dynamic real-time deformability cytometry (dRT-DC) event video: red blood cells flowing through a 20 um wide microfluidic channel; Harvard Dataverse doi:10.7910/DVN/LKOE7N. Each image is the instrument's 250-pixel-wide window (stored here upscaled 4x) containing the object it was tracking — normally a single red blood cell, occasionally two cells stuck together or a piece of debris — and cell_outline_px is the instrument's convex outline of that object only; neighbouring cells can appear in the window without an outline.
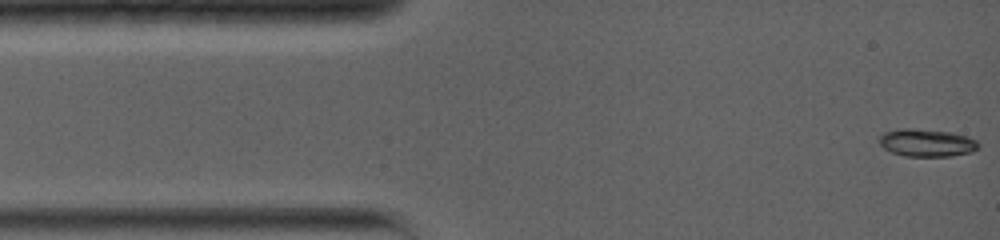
{"species": "common noctule bat (a hibernating species)", "species_latin": "Nyctalus noctula", "temperature_condition": "warm", "stored_images_in_passage": 82, "camera_frame_rate_fps": 5000, "um_per_image_px": 0.085, "animal": {"sex": "female", "body_mass_g": 19.0, "forearm_length_mm": 56.7}, "frame": {"image": 1, "passage_image": 1, "time_ms": 0.0, "image_size_px": [1000, 240], "cell_outline_px": [[980, 148], [972, 152], [948, 156], [904, 156], [892, 152], [884, 148], [876, 140], [884, 132], [900, 128], [912, 128], [952, 132], [968, 136], [976, 140], [980, 144]], "centroid_in_image_um": [78.78, 12.13], "position_along_channel_um": 6.2, "area_um2": 16.18}}
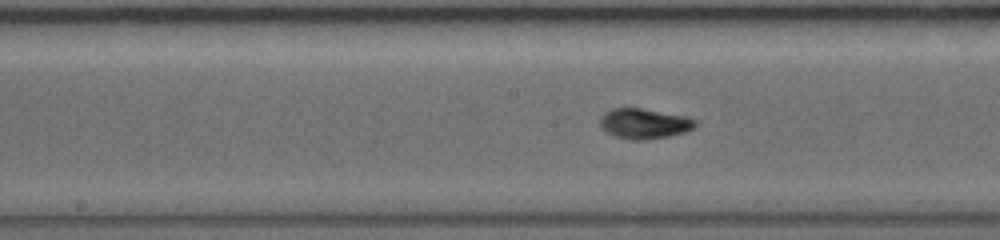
{"frame": {"image": 2, "passage_image": 34, "time_ms": 6.8, "image_size_px": [1000, 240], "cell_outline_px": [[696, 128], [684, 132], [668, 136], [644, 140], [632, 140], [616, 136], [608, 132], [600, 124], [600, 116], [604, 112], [612, 108], [640, 108], [684, 116], [696, 120]], "centroid_in_image_um": [54.76, 10.5], "position_along_channel_um": 193.4, "area_um2": 16.59}}
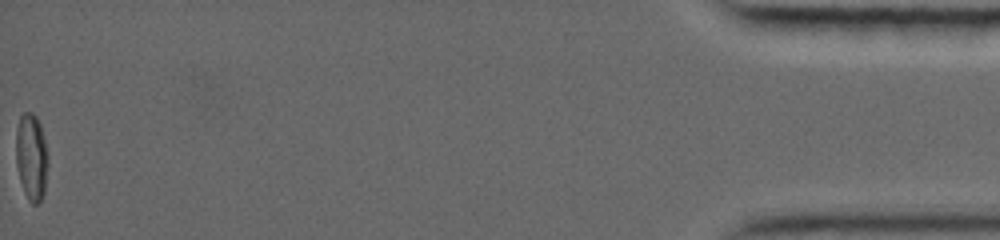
{"frame": {"image": 3, "passage_image": 82, "time_ms": 16.6, "image_size_px": [1000, 240], "cell_outline_px": [[48, 164], [44, 192], [40, 200], [36, 204], [32, 204], [28, 200], [24, 192], [20, 180], [16, 164], [16, 128], [20, 116], [24, 112], [32, 112], [36, 116], [40, 124], [48, 156]], "centroid_in_image_um": [2.66, 13.33], "position_along_channel_um": 432.5, "area_um2": 16.24}, "authors_computed_cell_mechanics": {"area_um2": 15.7216, "velocity_mm_per_s": 3.91, "shape_relaxation_time_tau1_ms": 8.2543, "shape_relaxation_time_tau2_ms": 1.2797, "deformation_change_tau1": 0.3051, "deformation_change_tau2": 0.0396}}